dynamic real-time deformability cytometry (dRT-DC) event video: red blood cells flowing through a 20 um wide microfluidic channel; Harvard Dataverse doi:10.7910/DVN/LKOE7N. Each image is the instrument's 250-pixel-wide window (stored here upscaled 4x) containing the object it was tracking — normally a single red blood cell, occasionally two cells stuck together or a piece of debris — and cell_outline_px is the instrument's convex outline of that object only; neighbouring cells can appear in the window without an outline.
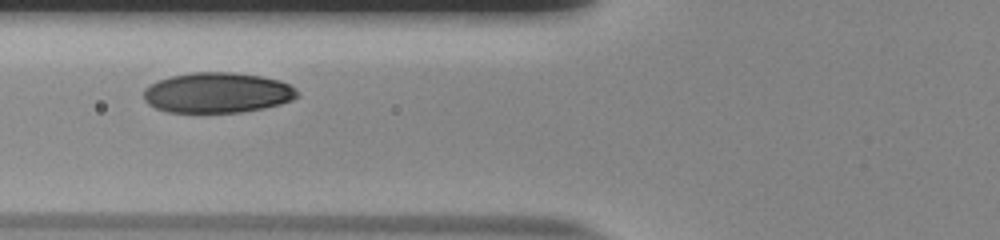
{"species": "human", "species_latin": "Homo sapiens", "temperature_condition": "room temperature", "stored_images_in_passage": 35, "camera_frame_rate_fps": 3000, "um_per_image_px": 0.085, "donor": {"sex": "male"}, "frame": {"image": 1, "passage_image": 11, "time_ms": 3.333, "image_size_px": [1000, 240], "cell_outline_px": [[300, 96], [292, 100], [280, 104], [264, 108], [240, 112], [168, 112], [156, 108], [148, 104], [144, 100], [144, 88], [160, 80], [172, 76], [192, 72], [232, 72], [260, 76], [280, 80], [288, 84], [300, 92]], "centroid_in_image_um": [18.5, 7.88], "position_along_channel_um": 107.3, "area_um2": 36.13}}
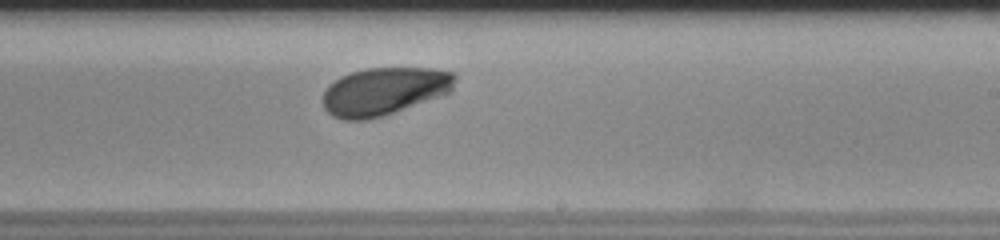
{"frame": {"image": 2, "passage_image": 23, "time_ms": 7.333, "image_size_px": [1000, 240], "cell_outline_px": [[456, 76], [452, 92], [384, 116], [368, 120], [344, 120], [332, 116], [324, 108], [320, 100], [328, 84], [340, 76], [364, 68], [432, 68], [456, 72]], "centroid_in_image_um": [32.64, 7.76], "position_along_channel_um": 256.4, "area_um2": 37.4}}
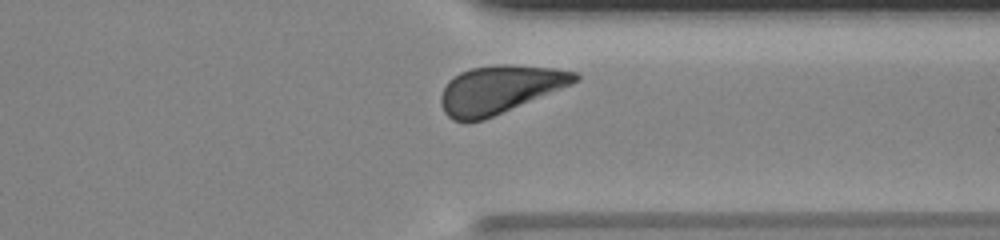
{"frame": {"image": 3, "passage_image": 32, "time_ms": 10.333, "image_size_px": [1000, 240], "cell_outline_px": [[580, 80], [572, 84], [484, 120], [468, 124], [452, 120], [444, 112], [440, 104], [440, 96], [448, 80], [460, 72], [472, 68], [500, 64], [512, 64], [556, 68], [580, 72]], "centroid_in_image_um": [42.46, 7.61], "position_along_channel_um": 368.9, "area_um2": 37.86}, "authors_computed_cell_mechanics": {"area_um2": 36.9342, "velocity_mm_per_s": 3.7413, "shape_relaxation_time_tau1_ms": 1.7531, "shape_relaxation_time_tau2_ms": null, "deformation_change_tau1": 0.1145, "deformation_change_tau2": null}}